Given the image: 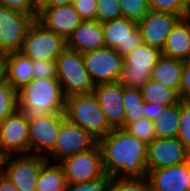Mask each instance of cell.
<instances>
[{
  "label": "cell",
  "instance_id": "cell-1",
  "mask_svg": "<svg viewBox=\"0 0 190 191\" xmlns=\"http://www.w3.org/2000/svg\"><path fill=\"white\" fill-rule=\"evenodd\" d=\"M105 174L118 178L147 177L148 144L123 128L113 129L98 141Z\"/></svg>",
  "mask_w": 190,
  "mask_h": 191
},
{
  "label": "cell",
  "instance_id": "cell-2",
  "mask_svg": "<svg viewBox=\"0 0 190 191\" xmlns=\"http://www.w3.org/2000/svg\"><path fill=\"white\" fill-rule=\"evenodd\" d=\"M66 97L57 78H33L18 89V110L30 118L64 113Z\"/></svg>",
  "mask_w": 190,
  "mask_h": 191
},
{
  "label": "cell",
  "instance_id": "cell-3",
  "mask_svg": "<svg viewBox=\"0 0 190 191\" xmlns=\"http://www.w3.org/2000/svg\"><path fill=\"white\" fill-rule=\"evenodd\" d=\"M64 113L69 122L88 131L98 141L113 130L93 92L67 97Z\"/></svg>",
  "mask_w": 190,
  "mask_h": 191
},
{
  "label": "cell",
  "instance_id": "cell-4",
  "mask_svg": "<svg viewBox=\"0 0 190 191\" xmlns=\"http://www.w3.org/2000/svg\"><path fill=\"white\" fill-rule=\"evenodd\" d=\"M56 78L65 97L91 93L94 89L85 68L83 53L65 48L56 59Z\"/></svg>",
  "mask_w": 190,
  "mask_h": 191
},
{
  "label": "cell",
  "instance_id": "cell-5",
  "mask_svg": "<svg viewBox=\"0 0 190 191\" xmlns=\"http://www.w3.org/2000/svg\"><path fill=\"white\" fill-rule=\"evenodd\" d=\"M161 56L160 49L140 44L124 56L123 69L117 82L124 87L141 89L151 79V71Z\"/></svg>",
  "mask_w": 190,
  "mask_h": 191
},
{
  "label": "cell",
  "instance_id": "cell-6",
  "mask_svg": "<svg viewBox=\"0 0 190 191\" xmlns=\"http://www.w3.org/2000/svg\"><path fill=\"white\" fill-rule=\"evenodd\" d=\"M65 48L66 40L35 18L19 52L32 60L56 61Z\"/></svg>",
  "mask_w": 190,
  "mask_h": 191
},
{
  "label": "cell",
  "instance_id": "cell-7",
  "mask_svg": "<svg viewBox=\"0 0 190 191\" xmlns=\"http://www.w3.org/2000/svg\"><path fill=\"white\" fill-rule=\"evenodd\" d=\"M41 155H8L2 157L1 172L19 191H36V183L43 164Z\"/></svg>",
  "mask_w": 190,
  "mask_h": 191
},
{
  "label": "cell",
  "instance_id": "cell-8",
  "mask_svg": "<svg viewBox=\"0 0 190 191\" xmlns=\"http://www.w3.org/2000/svg\"><path fill=\"white\" fill-rule=\"evenodd\" d=\"M97 144L98 140L88 131L65 119L61 124L54 148L45 158L47 161L60 163L66 158L94 148Z\"/></svg>",
  "mask_w": 190,
  "mask_h": 191
},
{
  "label": "cell",
  "instance_id": "cell-9",
  "mask_svg": "<svg viewBox=\"0 0 190 191\" xmlns=\"http://www.w3.org/2000/svg\"><path fill=\"white\" fill-rule=\"evenodd\" d=\"M30 154L29 119L17 110L0 123V155Z\"/></svg>",
  "mask_w": 190,
  "mask_h": 191
},
{
  "label": "cell",
  "instance_id": "cell-10",
  "mask_svg": "<svg viewBox=\"0 0 190 191\" xmlns=\"http://www.w3.org/2000/svg\"><path fill=\"white\" fill-rule=\"evenodd\" d=\"M83 59L94 86L117 82L124 64V57L107 47L83 53Z\"/></svg>",
  "mask_w": 190,
  "mask_h": 191
},
{
  "label": "cell",
  "instance_id": "cell-11",
  "mask_svg": "<svg viewBox=\"0 0 190 191\" xmlns=\"http://www.w3.org/2000/svg\"><path fill=\"white\" fill-rule=\"evenodd\" d=\"M69 184L84 183L105 175L99 144L60 162Z\"/></svg>",
  "mask_w": 190,
  "mask_h": 191
},
{
  "label": "cell",
  "instance_id": "cell-12",
  "mask_svg": "<svg viewBox=\"0 0 190 191\" xmlns=\"http://www.w3.org/2000/svg\"><path fill=\"white\" fill-rule=\"evenodd\" d=\"M35 17L8 9L0 3V52H19Z\"/></svg>",
  "mask_w": 190,
  "mask_h": 191
},
{
  "label": "cell",
  "instance_id": "cell-13",
  "mask_svg": "<svg viewBox=\"0 0 190 191\" xmlns=\"http://www.w3.org/2000/svg\"><path fill=\"white\" fill-rule=\"evenodd\" d=\"M102 28L104 46L115 49L123 57L143 43L137 22L125 17L105 21Z\"/></svg>",
  "mask_w": 190,
  "mask_h": 191
},
{
  "label": "cell",
  "instance_id": "cell-14",
  "mask_svg": "<svg viewBox=\"0 0 190 191\" xmlns=\"http://www.w3.org/2000/svg\"><path fill=\"white\" fill-rule=\"evenodd\" d=\"M65 119V113L30 118V154L46 156L54 148L61 124Z\"/></svg>",
  "mask_w": 190,
  "mask_h": 191
},
{
  "label": "cell",
  "instance_id": "cell-15",
  "mask_svg": "<svg viewBox=\"0 0 190 191\" xmlns=\"http://www.w3.org/2000/svg\"><path fill=\"white\" fill-rule=\"evenodd\" d=\"M190 159V152L178 138H155L148 144L146 171L179 165Z\"/></svg>",
  "mask_w": 190,
  "mask_h": 191
},
{
  "label": "cell",
  "instance_id": "cell-16",
  "mask_svg": "<svg viewBox=\"0 0 190 191\" xmlns=\"http://www.w3.org/2000/svg\"><path fill=\"white\" fill-rule=\"evenodd\" d=\"M180 19L181 17L174 13L150 10L137 23L142 42L162 51L168 35Z\"/></svg>",
  "mask_w": 190,
  "mask_h": 191
},
{
  "label": "cell",
  "instance_id": "cell-17",
  "mask_svg": "<svg viewBox=\"0 0 190 191\" xmlns=\"http://www.w3.org/2000/svg\"><path fill=\"white\" fill-rule=\"evenodd\" d=\"M92 92L105 113L109 125L113 129H124L123 85L118 82L102 83L95 85Z\"/></svg>",
  "mask_w": 190,
  "mask_h": 191
},
{
  "label": "cell",
  "instance_id": "cell-18",
  "mask_svg": "<svg viewBox=\"0 0 190 191\" xmlns=\"http://www.w3.org/2000/svg\"><path fill=\"white\" fill-rule=\"evenodd\" d=\"M36 19L65 40L83 21L72 4L39 7Z\"/></svg>",
  "mask_w": 190,
  "mask_h": 191
},
{
  "label": "cell",
  "instance_id": "cell-19",
  "mask_svg": "<svg viewBox=\"0 0 190 191\" xmlns=\"http://www.w3.org/2000/svg\"><path fill=\"white\" fill-rule=\"evenodd\" d=\"M151 191H190V159L179 165L150 170Z\"/></svg>",
  "mask_w": 190,
  "mask_h": 191
},
{
  "label": "cell",
  "instance_id": "cell-20",
  "mask_svg": "<svg viewBox=\"0 0 190 191\" xmlns=\"http://www.w3.org/2000/svg\"><path fill=\"white\" fill-rule=\"evenodd\" d=\"M102 23L97 20H85L66 40V48L80 53H87L103 48Z\"/></svg>",
  "mask_w": 190,
  "mask_h": 191
},
{
  "label": "cell",
  "instance_id": "cell-21",
  "mask_svg": "<svg viewBox=\"0 0 190 191\" xmlns=\"http://www.w3.org/2000/svg\"><path fill=\"white\" fill-rule=\"evenodd\" d=\"M162 55L181 61L190 58V26L181 18L168 35Z\"/></svg>",
  "mask_w": 190,
  "mask_h": 191
},
{
  "label": "cell",
  "instance_id": "cell-22",
  "mask_svg": "<svg viewBox=\"0 0 190 191\" xmlns=\"http://www.w3.org/2000/svg\"><path fill=\"white\" fill-rule=\"evenodd\" d=\"M183 71V61L161 56L151 71V79L179 94Z\"/></svg>",
  "mask_w": 190,
  "mask_h": 191
},
{
  "label": "cell",
  "instance_id": "cell-23",
  "mask_svg": "<svg viewBox=\"0 0 190 191\" xmlns=\"http://www.w3.org/2000/svg\"><path fill=\"white\" fill-rule=\"evenodd\" d=\"M32 59L20 52L7 54V82L16 90L33 79Z\"/></svg>",
  "mask_w": 190,
  "mask_h": 191
},
{
  "label": "cell",
  "instance_id": "cell-24",
  "mask_svg": "<svg viewBox=\"0 0 190 191\" xmlns=\"http://www.w3.org/2000/svg\"><path fill=\"white\" fill-rule=\"evenodd\" d=\"M156 138H177L180 127V101L167 106L153 120Z\"/></svg>",
  "mask_w": 190,
  "mask_h": 191
},
{
  "label": "cell",
  "instance_id": "cell-25",
  "mask_svg": "<svg viewBox=\"0 0 190 191\" xmlns=\"http://www.w3.org/2000/svg\"><path fill=\"white\" fill-rule=\"evenodd\" d=\"M66 186L67 181L62 165L46 161L38 176L36 191H64Z\"/></svg>",
  "mask_w": 190,
  "mask_h": 191
},
{
  "label": "cell",
  "instance_id": "cell-26",
  "mask_svg": "<svg viewBox=\"0 0 190 191\" xmlns=\"http://www.w3.org/2000/svg\"><path fill=\"white\" fill-rule=\"evenodd\" d=\"M123 106L125 109L124 129L139 119L146 118V102L141 90L123 86Z\"/></svg>",
  "mask_w": 190,
  "mask_h": 191
},
{
  "label": "cell",
  "instance_id": "cell-27",
  "mask_svg": "<svg viewBox=\"0 0 190 191\" xmlns=\"http://www.w3.org/2000/svg\"><path fill=\"white\" fill-rule=\"evenodd\" d=\"M142 98L146 103H160L171 106L180 101L179 94L161 83L150 79L141 89Z\"/></svg>",
  "mask_w": 190,
  "mask_h": 191
},
{
  "label": "cell",
  "instance_id": "cell-28",
  "mask_svg": "<svg viewBox=\"0 0 190 191\" xmlns=\"http://www.w3.org/2000/svg\"><path fill=\"white\" fill-rule=\"evenodd\" d=\"M18 110V90L7 81L0 84V123Z\"/></svg>",
  "mask_w": 190,
  "mask_h": 191
},
{
  "label": "cell",
  "instance_id": "cell-29",
  "mask_svg": "<svg viewBox=\"0 0 190 191\" xmlns=\"http://www.w3.org/2000/svg\"><path fill=\"white\" fill-rule=\"evenodd\" d=\"M122 17L139 22L151 9L148 0H118Z\"/></svg>",
  "mask_w": 190,
  "mask_h": 191
},
{
  "label": "cell",
  "instance_id": "cell-30",
  "mask_svg": "<svg viewBox=\"0 0 190 191\" xmlns=\"http://www.w3.org/2000/svg\"><path fill=\"white\" fill-rule=\"evenodd\" d=\"M107 191H151L149 180L145 178L112 177Z\"/></svg>",
  "mask_w": 190,
  "mask_h": 191
},
{
  "label": "cell",
  "instance_id": "cell-31",
  "mask_svg": "<svg viewBox=\"0 0 190 191\" xmlns=\"http://www.w3.org/2000/svg\"><path fill=\"white\" fill-rule=\"evenodd\" d=\"M125 130L147 144L151 143L156 138L153 120H150L149 118L144 117L130 123Z\"/></svg>",
  "mask_w": 190,
  "mask_h": 191
},
{
  "label": "cell",
  "instance_id": "cell-32",
  "mask_svg": "<svg viewBox=\"0 0 190 191\" xmlns=\"http://www.w3.org/2000/svg\"><path fill=\"white\" fill-rule=\"evenodd\" d=\"M177 138L190 152V100H180V127Z\"/></svg>",
  "mask_w": 190,
  "mask_h": 191
},
{
  "label": "cell",
  "instance_id": "cell-33",
  "mask_svg": "<svg viewBox=\"0 0 190 191\" xmlns=\"http://www.w3.org/2000/svg\"><path fill=\"white\" fill-rule=\"evenodd\" d=\"M122 17L118 0H97L96 20L103 23Z\"/></svg>",
  "mask_w": 190,
  "mask_h": 191
},
{
  "label": "cell",
  "instance_id": "cell-34",
  "mask_svg": "<svg viewBox=\"0 0 190 191\" xmlns=\"http://www.w3.org/2000/svg\"><path fill=\"white\" fill-rule=\"evenodd\" d=\"M148 3L151 10L174 13L181 18L188 10L182 0H148Z\"/></svg>",
  "mask_w": 190,
  "mask_h": 191
},
{
  "label": "cell",
  "instance_id": "cell-35",
  "mask_svg": "<svg viewBox=\"0 0 190 191\" xmlns=\"http://www.w3.org/2000/svg\"><path fill=\"white\" fill-rule=\"evenodd\" d=\"M112 177L105 174L103 177L84 183L69 184L64 191H107Z\"/></svg>",
  "mask_w": 190,
  "mask_h": 191
},
{
  "label": "cell",
  "instance_id": "cell-36",
  "mask_svg": "<svg viewBox=\"0 0 190 191\" xmlns=\"http://www.w3.org/2000/svg\"><path fill=\"white\" fill-rule=\"evenodd\" d=\"M0 3L8 9L27 13L37 18L39 3L36 0H0Z\"/></svg>",
  "mask_w": 190,
  "mask_h": 191
},
{
  "label": "cell",
  "instance_id": "cell-37",
  "mask_svg": "<svg viewBox=\"0 0 190 191\" xmlns=\"http://www.w3.org/2000/svg\"><path fill=\"white\" fill-rule=\"evenodd\" d=\"M33 78H56V61L32 60Z\"/></svg>",
  "mask_w": 190,
  "mask_h": 191
},
{
  "label": "cell",
  "instance_id": "cell-38",
  "mask_svg": "<svg viewBox=\"0 0 190 191\" xmlns=\"http://www.w3.org/2000/svg\"><path fill=\"white\" fill-rule=\"evenodd\" d=\"M72 5L83 21L96 20L97 0H74Z\"/></svg>",
  "mask_w": 190,
  "mask_h": 191
},
{
  "label": "cell",
  "instance_id": "cell-39",
  "mask_svg": "<svg viewBox=\"0 0 190 191\" xmlns=\"http://www.w3.org/2000/svg\"><path fill=\"white\" fill-rule=\"evenodd\" d=\"M180 100H190V58L183 61L181 86L179 89Z\"/></svg>",
  "mask_w": 190,
  "mask_h": 191
},
{
  "label": "cell",
  "instance_id": "cell-40",
  "mask_svg": "<svg viewBox=\"0 0 190 191\" xmlns=\"http://www.w3.org/2000/svg\"><path fill=\"white\" fill-rule=\"evenodd\" d=\"M167 105H162L158 103H146V118H149L150 120H154L156 117H158V114L165 110Z\"/></svg>",
  "mask_w": 190,
  "mask_h": 191
},
{
  "label": "cell",
  "instance_id": "cell-41",
  "mask_svg": "<svg viewBox=\"0 0 190 191\" xmlns=\"http://www.w3.org/2000/svg\"><path fill=\"white\" fill-rule=\"evenodd\" d=\"M7 81V54L0 52V84Z\"/></svg>",
  "mask_w": 190,
  "mask_h": 191
},
{
  "label": "cell",
  "instance_id": "cell-42",
  "mask_svg": "<svg viewBox=\"0 0 190 191\" xmlns=\"http://www.w3.org/2000/svg\"><path fill=\"white\" fill-rule=\"evenodd\" d=\"M0 191H19L2 172L0 173Z\"/></svg>",
  "mask_w": 190,
  "mask_h": 191
},
{
  "label": "cell",
  "instance_id": "cell-43",
  "mask_svg": "<svg viewBox=\"0 0 190 191\" xmlns=\"http://www.w3.org/2000/svg\"><path fill=\"white\" fill-rule=\"evenodd\" d=\"M74 0H42L39 7H54L72 4Z\"/></svg>",
  "mask_w": 190,
  "mask_h": 191
},
{
  "label": "cell",
  "instance_id": "cell-44",
  "mask_svg": "<svg viewBox=\"0 0 190 191\" xmlns=\"http://www.w3.org/2000/svg\"><path fill=\"white\" fill-rule=\"evenodd\" d=\"M185 21L189 24L190 26V8H188V10L186 11V13L184 14Z\"/></svg>",
  "mask_w": 190,
  "mask_h": 191
},
{
  "label": "cell",
  "instance_id": "cell-45",
  "mask_svg": "<svg viewBox=\"0 0 190 191\" xmlns=\"http://www.w3.org/2000/svg\"><path fill=\"white\" fill-rule=\"evenodd\" d=\"M187 8H190V0H182Z\"/></svg>",
  "mask_w": 190,
  "mask_h": 191
},
{
  "label": "cell",
  "instance_id": "cell-46",
  "mask_svg": "<svg viewBox=\"0 0 190 191\" xmlns=\"http://www.w3.org/2000/svg\"><path fill=\"white\" fill-rule=\"evenodd\" d=\"M2 156L0 155V173H1Z\"/></svg>",
  "mask_w": 190,
  "mask_h": 191
}]
</instances>
